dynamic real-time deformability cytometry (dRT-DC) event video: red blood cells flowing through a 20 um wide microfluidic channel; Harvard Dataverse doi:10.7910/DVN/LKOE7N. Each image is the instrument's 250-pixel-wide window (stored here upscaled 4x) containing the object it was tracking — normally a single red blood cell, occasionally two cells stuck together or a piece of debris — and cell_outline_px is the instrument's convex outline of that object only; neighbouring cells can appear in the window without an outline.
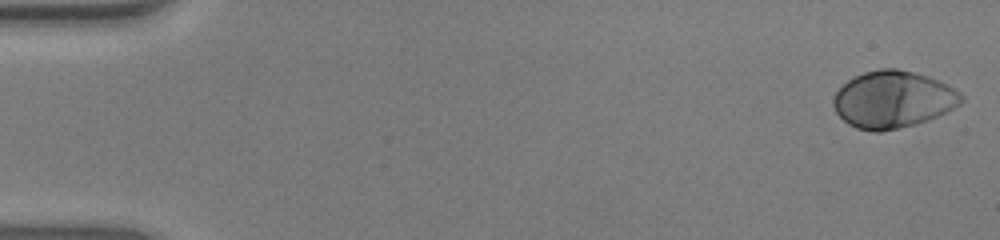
{"species": "human", "species_latin": "Homo sapiens", "temperature_condition": "warm", "stored_images_in_passage": 53, "camera_frame_rate_fps": 3000, "um_per_image_px": 0.085, "donor": {"sex": "male"}, "frame": {"image": 1, "passage_image": 1, "time_ms": 0.0, "image_size_px": [1000, 240], "cell_outline_px": [[964, 100], [960, 104], [928, 120], [916, 124], [900, 128], [880, 132], [876, 132], [856, 128], [848, 124], [836, 112], [832, 104], [832, 96], [852, 76], [864, 72], [880, 68], [896, 68], [928, 76], [940, 80], [948, 84], [960, 92], [964, 96]], "centroid_in_image_um": [75.89, 8.45], "position_along_channel_um": 9.1, "area_um2": 42.71}}
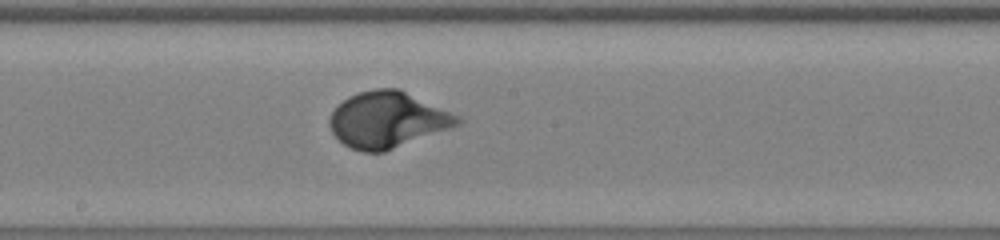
{"frame": {"image": 2, "passage_image": 29, "time_ms": 9.333, "image_size_px": [1000, 240], "cell_outline_px": [[464, 120], [460, 124], [384, 152], [364, 152], [352, 148], [344, 144], [332, 132], [328, 124], [328, 120], [332, 112], [348, 96], [360, 92], [376, 88], [400, 88], [460, 116]], "centroid_in_image_um": [32.95, 10.17], "position_along_channel_um": 215.3, "area_um2": 41.56}}
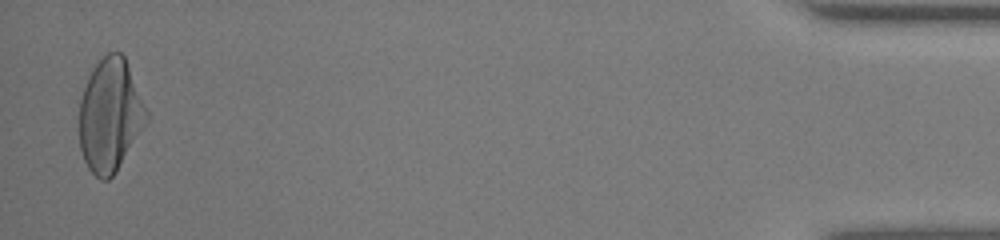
{"frame": {"image": 3, "passage_image": 52, "time_ms": 17.0, "image_size_px": [1000, 240], "cell_outline_px": [[148, 120], [116, 172], [108, 180], [100, 180], [88, 168], [84, 160], [80, 148], [80, 100], [88, 76], [92, 68], [108, 52], [120, 52], [124, 56], [148, 112]], "centroid_in_image_um": [9.35, 9.81], "position_along_channel_um": 425.8, "area_um2": 43.87}, "authors_computed_cell_mechanics": {"area_um2": 40.6334, "velocity_mm_per_s": 3.8788, "shape_relaxation_time_tau1_ms": 2.423, "shape_relaxation_time_tau2_ms": null, "deformation_change_tau1": 0.1863, "deformation_change_tau2": null}}